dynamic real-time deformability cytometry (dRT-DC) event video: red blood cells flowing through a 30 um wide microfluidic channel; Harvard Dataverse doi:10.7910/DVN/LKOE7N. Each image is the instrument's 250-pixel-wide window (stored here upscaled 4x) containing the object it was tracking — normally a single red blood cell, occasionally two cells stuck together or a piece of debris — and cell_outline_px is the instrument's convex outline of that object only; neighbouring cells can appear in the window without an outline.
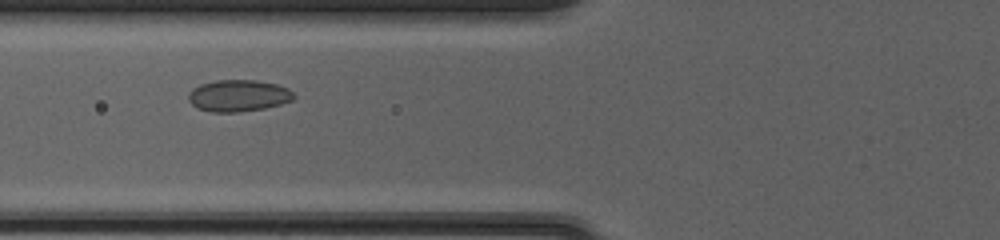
{"species": "common noctule bat (a hibernating species)", "species_latin": "Nyctalus noctula", "temperature_condition": "cold", "stored_images_in_passage": 39, "camera_frame_rate_fps": 3000, "um_per_image_px": 0.085, "animal": {"sex": "female", "body_mass_g": 20.0, "forearm_length_mm": 54.0}, "frame": {"image": 1, "passage_image": 9, "time_ms": 2.667, "image_size_px": [1000, 240], "cell_outline_px": [[296, 96], [292, 100], [280, 104], [264, 108], [240, 112], [212, 112], [196, 108], [188, 100], [188, 92], [192, 88], [200, 84], [216, 80], [256, 80], [276, 84], [288, 88]], "centroid_in_image_um": [20.23, 8.13], "position_along_channel_um": 105.6, "area_um2": 19.59}}
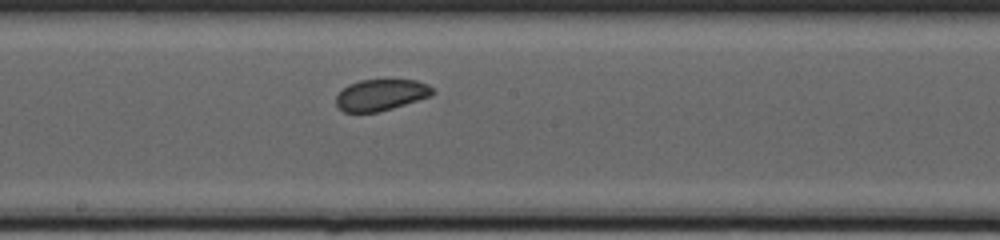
{"frame": {"image": 2, "passage_image": 17, "time_ms": 5.333, "image_size_px": [1000, 240], "cell_outline_px": [[436, 92], [428, 96], [380, 112], [344, 112], [336, 104], [336, 96], [348, 84], [360, 80], [416, 80], [428, 84]], "centroid_in_image_um": [32.36, 8.06], "position_along_channel_um": 215.8, "area_um2": 17.4}}
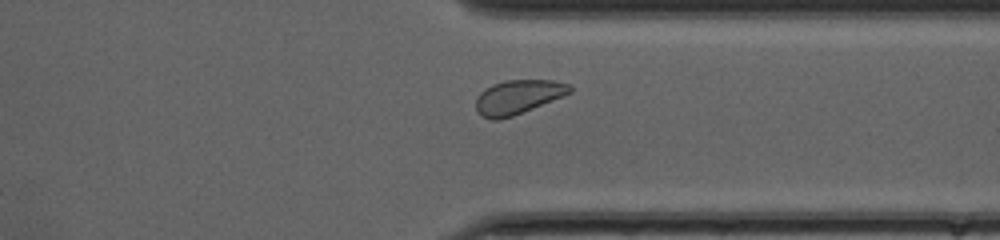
{"frame": {"image": 3, "passage_image": 28, "time_ms": 9.0, "image_size_px": [1000, 240], "cell_outline_px": [[572, 92], [512, 116], [500, 120], [492, 120], [476, 112], [476, 96], [484, 88], [492, 84], [504, 80], [552, 80], [568, 84], [572, 88]], "centroid_in_image_um": [43.98, 8.23], "position_along_channel_um": 367.4, "area_um2": 18.55}, "authors_computed_cell_mechanics": {"area_um2": 19.1896, "velocity_mm_per_s": 4.1271, "shape_relaxation_time_tau1_ms": null, "shape_relaxation_time_tau2_ms": 3.6196, "deformation_change_tau1": null, "deformation_change_tau2": 0.0791}}